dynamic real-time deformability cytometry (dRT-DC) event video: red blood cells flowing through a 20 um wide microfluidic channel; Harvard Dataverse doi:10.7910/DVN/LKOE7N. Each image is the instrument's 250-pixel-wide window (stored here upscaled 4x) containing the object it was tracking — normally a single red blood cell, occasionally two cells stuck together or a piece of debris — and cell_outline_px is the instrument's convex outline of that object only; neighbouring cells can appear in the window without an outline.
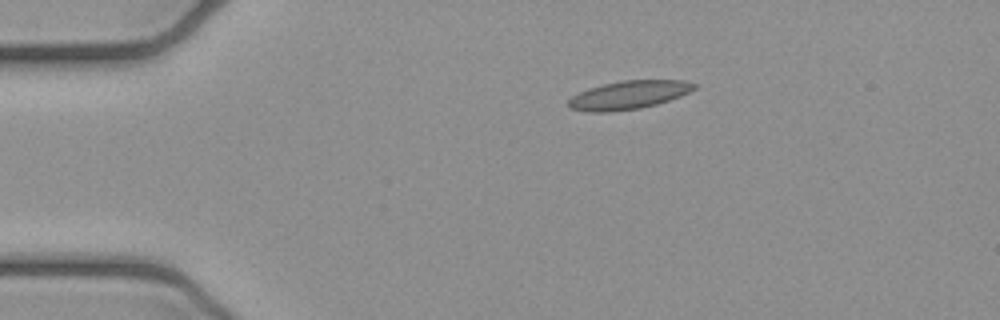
{"species": "common noctule bat (a hibernating species)", "species_latin": "Nyctalus noctula", "temperature_condition": "cold", "stored_images_in_passage": 3, "camera_frame_rate_fps": 3000, "um_per_image_px": 0.085, "animal": {"sex": "female", "body_mass_g": 21.9}, "frame": {"image": 1, "passage_image": 1, "time_ms": 0.0, "image_size_px": [1000, 320], "cell_outline_px": [[696, 88], [680, 96], [656, 104], [640, 108], [608, 112], [588, 112], [568, 108], [568, 100], [572, 96], [588, 88], [620, 80], [684, 80], [696, 84]], "centroid_in_image_um": [53.41, 8.07], "position_along_channel_um": 31.6, "area_um2": 20.75}}
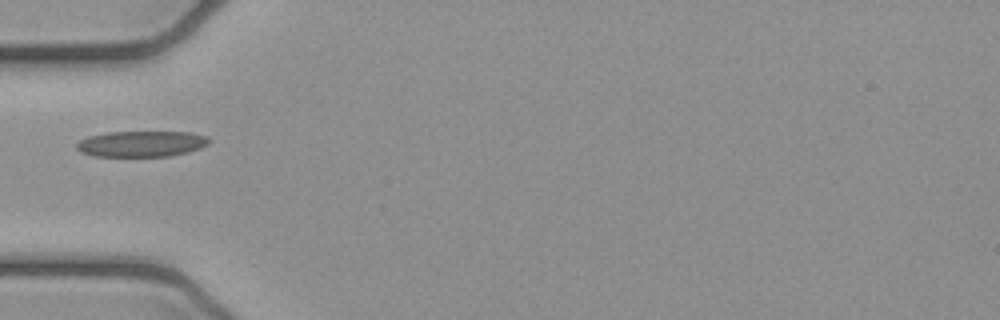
{"frame": {"image": 2, "passage_image": 3, "time_ms": 0.667, "image_size_px": [1000, 320], "cell_outline_px": [[212, 140], [208, 144], [200, 148], [188, 152], [168, 156], [92, 156], [80, 152], [76, 148], [76, 144], [80, 140], [88, 136], [108, 132], [188, 132], [208, 136]], "centroid_in_image_um": [12.03, 12.22], "position_along_channel_um": 73.0, "area_um2": 20.06}}